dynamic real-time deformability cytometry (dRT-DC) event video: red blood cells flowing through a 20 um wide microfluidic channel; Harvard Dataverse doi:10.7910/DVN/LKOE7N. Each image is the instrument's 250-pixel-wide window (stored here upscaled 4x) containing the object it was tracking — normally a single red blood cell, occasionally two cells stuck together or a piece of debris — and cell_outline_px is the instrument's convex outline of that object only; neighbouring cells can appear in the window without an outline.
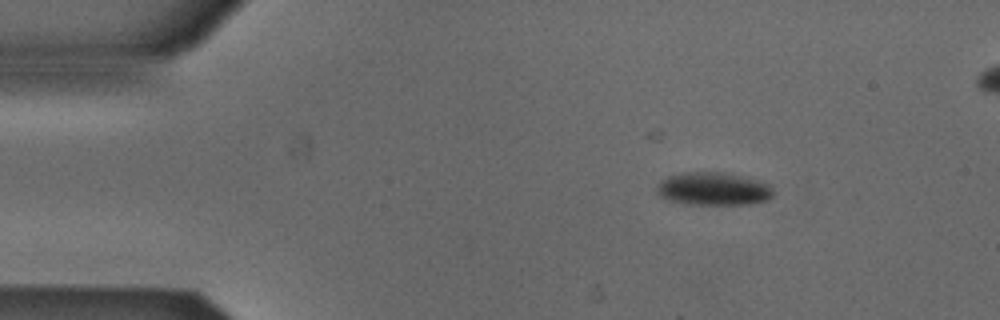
{"species": "Egyptian fruit bat (a non-hibernating species)", "species_latin": "Rousettus aegyptiacus", "temperature_condition": "cold", "stored_images_in_passage": 4, "camera_frame_rate_fps": 3000, "um_per_image_px": 0.085, "animal": {"sex": "male"}, "frame": {"image": 1, "passage_image": 1, "time_ms": 0.0, "image_size_px": [1000, 320], "cell_outline_px": [[772, 196], [768, 200], [752, 204], [688, 204], [668, 200], [660, 196], [656, 192], [656, 188], [668, 176], [680, 172], [720, 172], [740, 176], [772, 184]], "centroid_in_image_um": [60.65, 16.06], "position_along_channel_um": 24.4, "area_um2": 22.31}}